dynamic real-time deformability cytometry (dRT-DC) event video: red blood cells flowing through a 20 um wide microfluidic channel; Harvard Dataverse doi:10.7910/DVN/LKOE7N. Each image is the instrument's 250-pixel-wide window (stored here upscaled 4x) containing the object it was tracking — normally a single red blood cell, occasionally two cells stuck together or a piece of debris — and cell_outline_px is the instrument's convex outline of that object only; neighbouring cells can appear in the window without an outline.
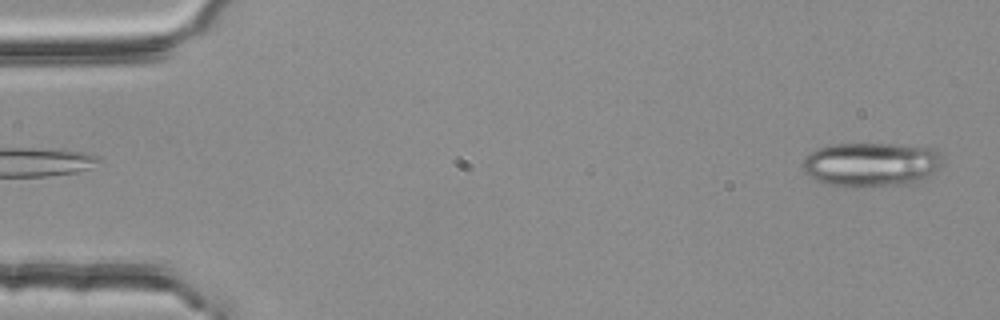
{"species": "common noctule bat (a hibernating species)", "species_latin": "Nyctalus noctula", "temperature_condition": "room temperature", "stored_images_in_passage": 54, "camera_frame_rate_fps": 3000, "um_per_image_px": 0.085, "animal": {"sex": "female", "body_mass_g": 25.1}, "frame": {"image": 1, "passage_image": 2, "time_ms": 0.333, "image_size_px": [1000, 320], "cell_outline_px": [[940, 156], [936, 168], [928, 180], [912, 184], [828, 184], [816, 180], [804, 172], [804, 160], [816, 148], [828, 144], [892, 144], [936, 148]], "centroid_in_image_um": [74.07, 13.94], "position_along_channel_um": 10.9, "area_um2": 35.08}}
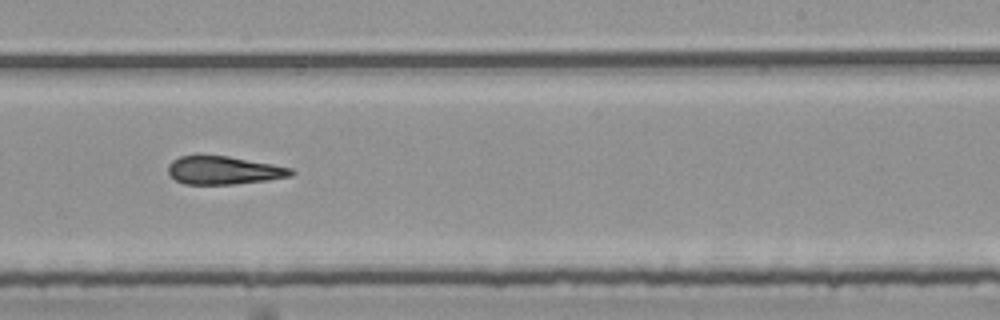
{"frame": {"image": 2, "passage_image": 33, "time_ms": 10.667, "image_size_px": [1000, 320], "cell_outline_px": [[296, 172], [292, 176], [268, 180], [232, 184], [184, 184], [168, 176], [168, 164], [172, 160], [180, 156], [200, 152], [228, 156], [272, 164], [292, 168]], "centroid_in_image_um": [18.95, 14.44], "position_along_channel_um": 270.0, "area_um2": 20.87}}
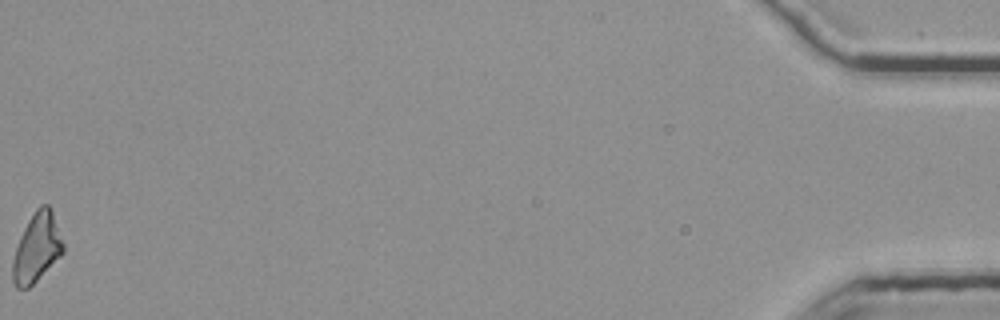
{"frame": {"image": 3, "passage_image": 54, "time_ms": 17.667, "image_size_px": [1000, 320], "cell_outline_px": [[64, 252], [28, 288], [16, 288], [12, 280], [12, 260], [20, 236], [28, 220], [36, 208], [40, 204], [48, 204], [52, 212], [64, 244]], "centroid_in_image_um": [3.11, 21.05], "position_along_channel_um": 432.1, "area_um2": 20.0}, "authors_computed_cell_mechanics": {"area_um2": 21.0681, "velocity_mm_per_s": 3.8004, "shape_relaxation_time_tau1_ms": 6.6949, "shape_relaxation_time_tau2_ms": 4.0532, "deformation_change_tau1": 0.1748, "deformation_change_tau2": 0.1617}}